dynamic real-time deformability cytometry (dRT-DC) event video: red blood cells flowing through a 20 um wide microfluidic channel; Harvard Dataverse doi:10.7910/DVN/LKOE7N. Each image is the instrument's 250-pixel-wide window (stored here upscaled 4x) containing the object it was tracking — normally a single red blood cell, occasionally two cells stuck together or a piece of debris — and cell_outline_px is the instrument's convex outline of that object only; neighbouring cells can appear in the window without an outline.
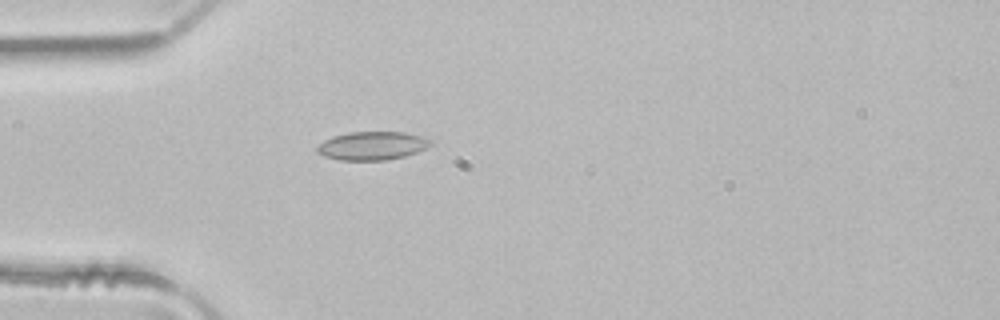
{"species": "common noctule bat (a hibernating species)", "species_latin": "Nyctalus noctula", "temperature_condition": "room temperature", "stored_images_in_passage": 4, "camera_frame_rate_fps": 3000, "um_per_image_px": 0.085, "animal": {"sex": "male", "body_mass_g": 21.5, "forearm_length_mm": 52.0}, "frame": {"image": 1, "passage_image": 4, "time_ms": 1.0, "image_size_px": [1000, 320], "cell_outline_px": [[432, 144], [416, 152], [404, 156], [388, 160], [340, 160], [324, 156], [316, 152], [316, 148], [324, 140], [332, 136], [348, 132], [404, 132], [420, 136], [432, 140]], "centroid_in_image_um": [31.61, 12.39], "position_along_channel_um": 53.4, "area_um2": 18.73}}